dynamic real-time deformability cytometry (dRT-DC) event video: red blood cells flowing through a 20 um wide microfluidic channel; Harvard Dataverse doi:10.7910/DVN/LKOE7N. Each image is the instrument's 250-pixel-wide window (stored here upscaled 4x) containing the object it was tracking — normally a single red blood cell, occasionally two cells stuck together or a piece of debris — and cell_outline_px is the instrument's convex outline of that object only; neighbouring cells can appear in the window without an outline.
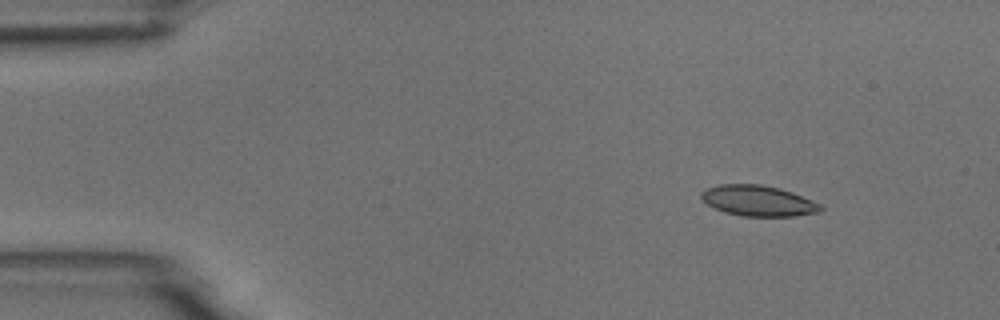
{"species": "common noctule bat (a hibernating species)", "species_latin": "Nyctalus noctula", "temperature_condition": "room temperature", "stored_images_in_passage": 3, "camera_frame_rate_fps": 3000, "um_per_image_px": 0.085, "animal": {"sex": "male", "body_mass_g": 18.8}, "frame": {"image": 1, "passage_image": 1, "time_ms": 0.0, "image_size_px": [1000, 320], "cell_outline_px": [[824, 208], [820, 212], [796, 216], [744, 216], [724, 212], [708, 204], [700, 196], [700, 192], [704, 188], [720, 184], [760, 184], [780, 188], [792, 192], [812, 200], [820, 204]], "centroid_in_image_um": [64.45, 17.06], "position_along_channel_um": 20.5, "area_um2": 21.39}}
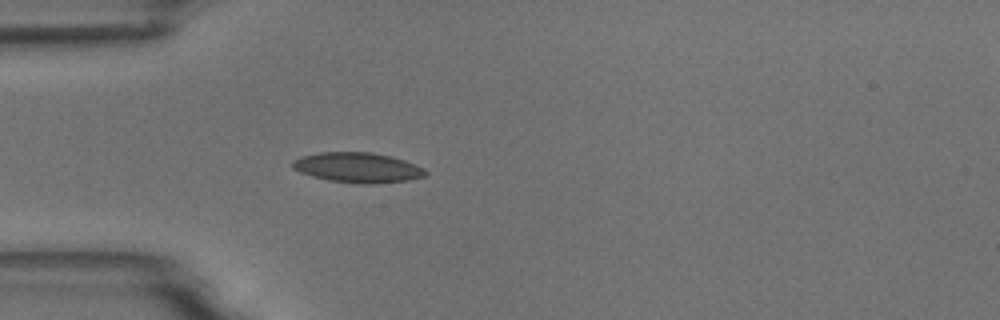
{"frame": {"image": 2, "passage_image": 3, "time_ms": 3.0, "image_size_px": [1000, 320], "cell_outline_px": [[428, 172], [424, 176], [408, 180], [372, 184], [360, 184], [328, 180], [312, 176], [300, 172], [292, 168], [292, 160], [300, 156], [320, 152], [372, 152], [392, 156], [416, 164], [424, 168]], "centroid_in_image_um": [30.4, 14.24], "position_along_channel_um": 54.6, "area_um2": 23.47}}